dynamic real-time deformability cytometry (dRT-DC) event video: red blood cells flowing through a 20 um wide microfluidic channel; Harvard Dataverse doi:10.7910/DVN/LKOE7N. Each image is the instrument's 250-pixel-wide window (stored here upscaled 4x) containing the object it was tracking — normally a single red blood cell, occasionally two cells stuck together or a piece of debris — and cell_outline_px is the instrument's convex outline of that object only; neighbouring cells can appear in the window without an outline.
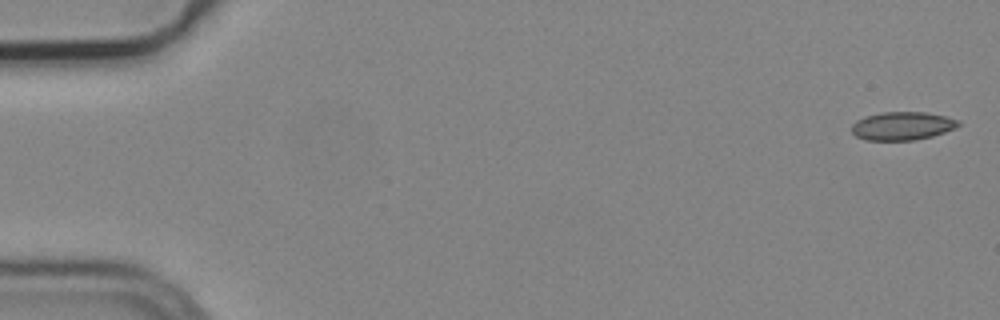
{"species": "common noctule bat (a hibernating species)", "species_latin": "Nyctalus noctula", "temperature_condition": "cold", "stored_images_in_passage": 5, "camera_frame_rate_fps": 3000, "um_per_image_px": 0.085, "animal": {"sex": "male", "body_mass_g": 19.2, "forearm_length_mm": 51.8}, "frame": {"image": 1, "passage_image": 1, "time_ms": 0.0, "image_size_px": [1000, 320], "cell_outline_px": [[960, 124], [956, 128], [932, 136], [912, 140], [864, 140], [856, 136], [852, 132], [852, 124], [856, 120], [864, 116], [880, 112], [924, 112], [944, 116], [960, 120]], "centroid_in_image_um": [76.67, 10.7], "position_along_channel_um": 8.3, "area_um2": 17.63}}
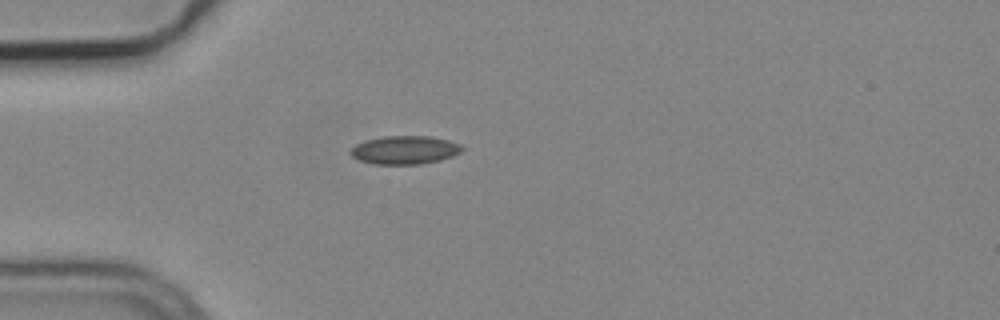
{"frame": {"image": 2, "passage_image": 5, "time_ms": 1.333, "image_size_px": [1000, 320], "cell_outline_px": [[464, 148], [460, 152], [452, 156], [440, 160], [420, 164], [372, 164], [360, 160], [352, 156], [348, 152], [356, 144], [364, 140], [384, 136], [428, 136], [448, 140], [460, 144]], "centroid_in_image_um": [34.38, 12.74], "position_along_channel_um": 50.6, "area_um2": 18.44}}